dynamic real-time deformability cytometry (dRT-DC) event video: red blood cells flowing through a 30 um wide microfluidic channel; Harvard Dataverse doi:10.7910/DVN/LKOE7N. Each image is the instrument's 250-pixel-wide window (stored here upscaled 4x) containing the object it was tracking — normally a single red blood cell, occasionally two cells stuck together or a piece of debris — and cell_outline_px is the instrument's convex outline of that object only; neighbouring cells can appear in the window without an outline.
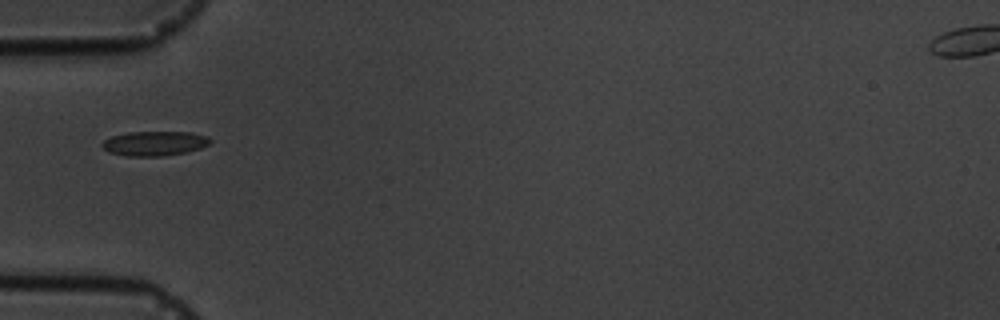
{"species": "common noctule bat (a hibernating species)", "species_latin": "Nyctalus noctula", "temperature_condition": "cold", "stored_images_in_passage": 12, "camera_frame_rate_fps": 3000, "um_per_image_px": 0.085, "animal": {"sex": "male", "body_mass_g": 19.5, "forearm_length_mm": 54.6}, "frame": {"image": 1, "passage_image": 2, "time_ms": 1.333, "image_size_px": [1000, 320], "cell_outline_px": [[212, 140], [208, 144], [200, 148], [188, 152], [164, 156], [124, 156], [108, 152], [100, 144], [104, 140], [112, 136], [128, 132], [192, 132], [208, 136]], "centroid_in_image_um": [13.14, 12.19], "position_along_channel_um": 71.9, "area_um2": 15.61}}
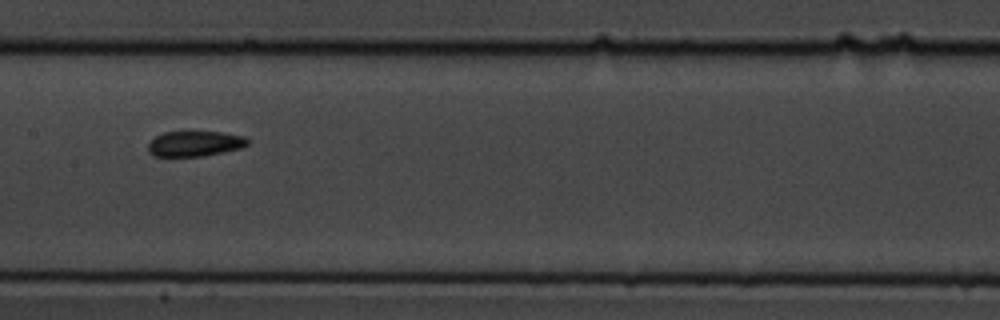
{"frame": {"image": 2, "passage_image": 5, "time_ms": 4.667, "image_size_px": [1000, 320], "cell_outline_px": [[248, 144], [240, 148], [204, 156], [152, 156], [148, 152], [148, 144], [156, 136], [164, 132], [224, 132], [244, 136], [248, 140]], "centroid_in_image_um": [16.55, 12.21], "position_along_channel_um": 190.9, "area_um2": 14.62}}
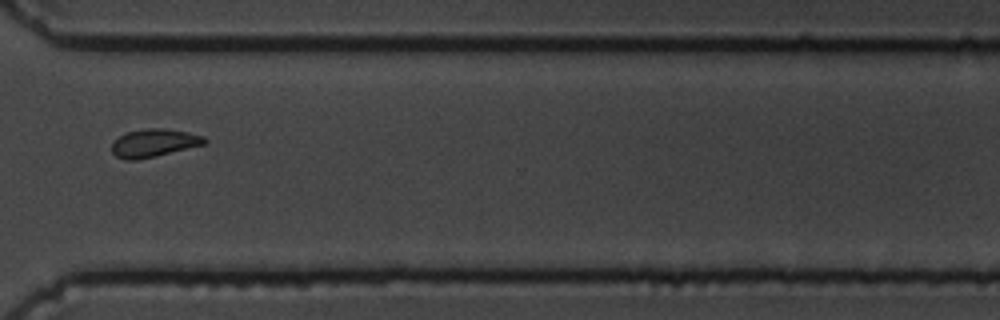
{"frame": {"image": 3, "passage_image": 9, "time_ms": 9.333, "image_size_px": [1000, 320], "cell_outline_px": [[208, 140], [204, 144], [156, 156], [136, 160], [124, 160], [116, 156], [112, 152], [112, 144], [120, 136], [128, 132], [148, 128], [164, 128], [204, 136]], "centroid_in_image_um": [13.07, 12.16], "position_along_channel_um": 357.5, "area_um2": 14.85}, "authors_computed_cell_mechanics": {"area_um2": 15.1436, "velocity_mm_per_s": 3.5704, "shape_relaxation_time_tau1_ms": null, "shape_relaxation_time_tau2_ms": 9.5329, "deformation_change_tau1": null, "deformation_change_tau2": 0.1046}}